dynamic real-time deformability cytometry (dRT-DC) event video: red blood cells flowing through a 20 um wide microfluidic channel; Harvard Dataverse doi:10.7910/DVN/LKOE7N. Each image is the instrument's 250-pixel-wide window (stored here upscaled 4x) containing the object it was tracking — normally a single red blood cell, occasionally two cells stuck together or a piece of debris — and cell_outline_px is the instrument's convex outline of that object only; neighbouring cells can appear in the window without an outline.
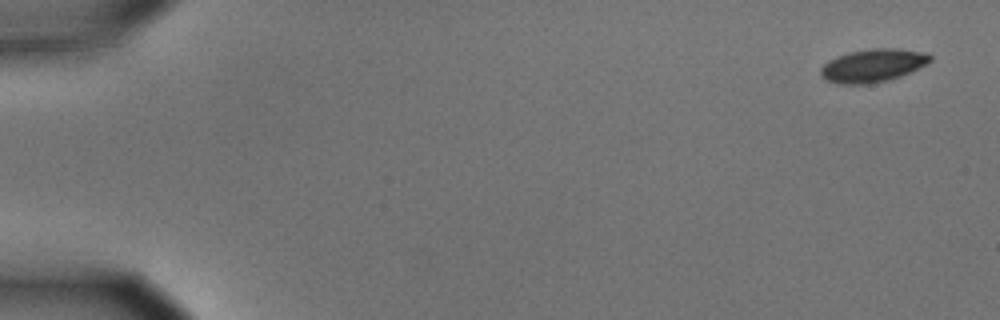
{"species": "common noctule bat (a hibernating species)", "species_latin": "Nyctalus noctula", "temperature_condition": "cold", "stored_images_in_passage": 6, "camera_frame_rate_fps": 3000, "um_per_image_px": 0.085, "animal": {"sex": "male", "body_mass_g": 15.6}, "frame": {"image": 1, "passage_image": 1, "time_ms": 0.0, "image_size_px": [1000, 320], "cell_outline_px": [[932, 60], [900, 76], [888, 80], [868, 84], [840, 84], [828, 80], [820, 72], [820, 68], [828, 60], [836, 56], [848, 52], [872, 48], [900, 48], [928, 52], [932, 56]], "centroid_in_image_um": [74.2, 5.54], "position_along_channel_um": 10.8, "area_um2": 21.04}}
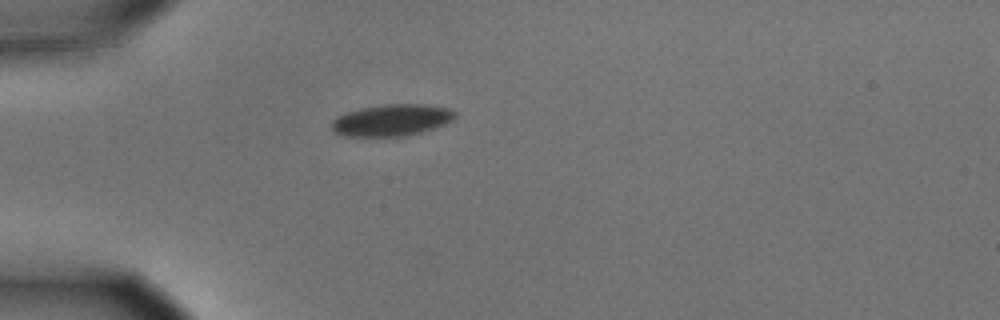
{"frame": {"image": 2, "passage_image": 5, "time_ms": 1.333, "image_size_px": [1000, 320], "cell_outline_px": [[456, 116], [452, 120], [432, 128], [420, 132], [404, 136], [340, 136], [332, 128], [332, 120], [336, 116], [360, 108], [384, 104], [424, 104], [452, 108], [456, 112]], "centroid_in_image_um": [33.29, 10.2], "position_along_channel_um": 51.7, "area_um2": 22.72}}